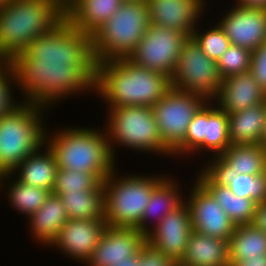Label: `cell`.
Returning <instances> with one entry per match:
<instances>
[{
    "instance_id": "31",
    "label": "cell",
    "mask_w": 266,
    "mask_h": 266,
    "mask_svg": "<svg viewBox=\"0 0 266 266\" xmlns=\"http://www.w3.org/2000/svg\"><path fill=\"white\" fill-rule=\"evenodd\" d=\"M229 260H245L266 254V233L253 224L236 226L228 240Z\"/></svg>"
},
{
    "instance_id": "26",
    "label": "cell",
    "mask_w": 266,
    "mask_h": 266,
    "mask_svg": "<svg viewBox=\"0 0 266 266\" xmlns=\"http://www.w3.org/2000/svg\"><path fill=\"white\" fill-rule=\"evenodd\" d=\"M6 187V188H5ZM0 190L16 214L29 219L44 203L50 191L17 180L11 173L0 174Z\"/></svg>"
},
{
    "instance_id": "1",
    "label": "cell",
    "mask_w": 266,
    "mask_h": 266,
    "mask_svg": "<svg viewBox=\"0 0 266 266\" xmlns=\"http://www.w3.org/2000/svg\"><path fill=\"white\" fill-rule=\"evenodd\" d=\"M9 64L20 100L49 112L59 102L94 93L97 62L92 35L76 29L67 19L36 37Z\"/></svg>"
},
{
    "instance_id": "21",
    "label": "cell",
    "mask_w": 266,
    "mask_h": 266,
    "mask_svg": "<svg viewBox=\"0 0 266 266\" xmlns=\"http://www.w3.org/2000/svg\"><path fill=\"white\" fill-rule=\"evenodd\" d=\"M182 182L167 175L152 191L137 229L143 234L151 231L169 212L176 210L185 202ZM183 193V194H182Z\"/></svg>"
},
{
    "instance_id": "12",
    "label": "cell",
    "mask_w": 266,
    "mask_h": 266,
    "mask_svg": "<svg viewBox=\"0 0 266 266\" xmlns=\"http://www.w3.org/2000/svg\"><path fill=\"white\" fill-rule=\"evenodd\" d=\"M187 39L188 36L179 30L150 25L128 59L171 78Z\"/></svg>"
},
{
    "instance_id": "15",
    "label": "cell",
    "mask_w": 266,
    "mask_h": 266,
    "mask_svg": "<svg viewBox=\"0 0 266 266\" xmlns=\"http://www.w3.org/2000/svg\"><path fill=\"white\" fill-rule=\"evenodd\" d=\"M107 223L105 219H69L59 230V235L48 247L60 255L85 265L98 245Z\"/></svg>"
},
{
    "instance_id": "18",
    "label": "cell",
    "mask_w": 266,
    "mask_h": 266,
    "mask_svg": "<svg viewBox=\"0 0 266 266\" xmlns=\"http://www.w3.org/2000/svg\"><path fill=\"white\" fill-rule=\"evenodd\" d=\"M145 242L137 228L107 226L84 266H114L137 254Z\"/></svg>"
},
{
    "instance_id": "37",
    "label": "cell",
    "mask_w": 266,
    "mask_h": 266,
    "mask_svg": "<svg viewBox=\"0 0 266 266\" xmlns=\"http://www.w3.org/2000/svg\"><path fill=\"white\" fill-rule=\"evenodd\" d=\"M249 72L266 92V41L253 51Z\"/></svg>"
},
{
    "instance_id": "9",
    "label": "cell",
    "mask_w": 266,
    "mask_h": 266,
    "mask_svg": "<svg viewBox=\"0 0 266 266\" xmlns=\"http://www.w3.org/2000/svg\"><path fill=\"white\" fill-rule=\"evenodd\" d=\"M230 145L228 114L213 101H207L192 118L183 143L172 153V158L178 161L182 157L185 161L201 156L205 161L208 155L224 153Z\"/></svg>"
},
{
    "instance_id": "33",
    "label": "cell",
    "mask_w": 266,
    "mask_h": 266,
    "mask_svg": "<svg viewBox=\"0 0 266 266\" xmlns=\"http://www.w3.org/2000/svg\"><path fill=\"white\" fill-rule=\"evenodd\" d=\"M103 181L92 173L58 169L52 193L94 191Z\"/></svg>"
},
{
    "instance_id": "13",
    "label": "cell",
    "mask_w": 266,
    "mask_h": 266,
    "mask_svg": "<svg viewBox=\"0 0 266 266\" xmlns=\"http://www.w3.org/2000/svg\"><path fill=\"white\" fill-rule=\"evenodd\" d=\"M186 192L185 202L190 213L193 231L222 240H229L236 225L227 216L211 193L196 179Z\"/></svg>"
},
{
    "instance_id": "35",
    "label": "cell",
    "mask_w": 266,
    "mask_h": 266,
    "mask_svg": "<svg viewBox=\"0 0 266 266\" xmlns=\"http://www.w3.org/2000/svg\"><path fill=\"white\" fill-rule=\"evenodd\" d=\"M15 76L8 63L0 71V117L11 111L21 100L15 95ZM17 97V98H16Z\"/></svg>"
},
{
    "instance_id": "44",
    "label": "cell",
    "mask_w": 266,
    "mask_h": 266,
    "mask_svg": "<svg viewBox=\"0 0 266 266\" xmlns=\"http://www.w3.org/2000/svg\"><path fill=\"white\" fill-rule=\"evenodd\" d=\"M11 0H0V7H3L7 3H9Z\"/></svg>"
},
{
    "instance_id": "4",
    "label": "cell",
    "mask_w": 266,
    "mask_h": 266,
    "mask_svg": "<svg viewBox=\"0 0 266 266\" xmlns=\"http://www.w3.org/2000/svg\"><path fill=\"white\" fill-rule=\"evenodd\" d=\"M64 0H11L0 7V52L10 60L66 19Z\"/></svg>"
},
{
    "instance_id": "17",
    "label": "cell",
    "mask_w": 266,
    "mask_h": 266,
    "mask_svg": "<svg viewBox=\"0 0 266 266\" xmlns=\"http://www.w3.org/2000/svg\"><path fill=\"white\" fill-rule=\"evenodd\" d=\"M192 231L189 209L184 202L146 234V241L178 263L185 254Z\"/></svg>"
},
{
    "instance_id": "28",
    "label": "cell",
    "mask_w": 266,
    "mask_h": 266,
    "mask_svg": "<svg viewBox=\"0 0 266 266\" xmlns=\"http://www.w3.org/2000/svg\"><path fill=\"white\" fill-rule=\"evenodd\" d=\"M266 124V101L239 112L228 114L231 144H259Z\"/></svg>"
},
{
    "instance_id": "43",
    "label": "cell",
    "mask_w": 266,
    "mask_h": 266,
    "mask_svg": "<svg viewBox=\"0 0 266 266\" xmlns=\"http://www.w3.org/2000/svg\"><path fill=\"white\" fill-rule=\"evenodd\" d=\"M259 144L261 145L262 149H263V150L265 151V153H266V124H265V131H264V133H263V137H262V139H261V141H260Z\"/></svg>"
},
{
    "instance_id": "8",
    "label": "cell",
    "mask_w": 266,
    "mask_h": 266,
    "mask_svg": "<svg viewBox=\"0 0 266 266\" xmlns=\"http://www.w3.org/2000/svg\"><path fill=\"white\" fill-rule=\"evenodd\" d=\"M150 25L147 2L124 1L92 34V52L96 62L128 58Z\"/></svg>"
},
{
    "instance_id": "41",
    "label": "cell",
    "mask_w": 266,
    "mask_h": 266,
    "mask_svg": "<svg viewBox=\"0 0 266 266\" xmlns=\"http://www.w3.org/2000/svg\"><path fill=\"white\" fill-rule=\"evenodd\" d=\"M114 266H139V252L126 260H122L121 263Z\"/></svg>"
},
{
    "instance_id": "20",
    "label": "cell",
    "mask_w": 266,
    "mask_h": 266,
    "mask_svg": "<svg viewBox=\"0 0 266 266\" xmlns=\"http://www.w3.org/2000/svg\"><path fill=\"white\" fill-rule=\"evenodd\" d=\"M266 101V92L248 71L224 78L213 102L227 114L239 112Z\"/></svg>"
},
{
    "instance_id": "2",
    "label": "cell",
    "mask_w": 266,
    "mask_h": 266,
    "mask_svg": "<svg viewBox=\"0 0 266 266\" xmlns=\"http://www.w3.org/2000/svg\"><path fill=\"white\" fill-rule=\"evenodd\" d=\"M170 88L168 75L141 67L128 58L97 63L94 93L105 108L152 107Z\"/></svg>"
},
{
    "instance_id": "38",
    "label": "cell",
    "mask_w": 266,
    "mask_h": 266,
    "mask_svg": "<svg viewBox=\"0 0 266 266\" xmlns=\"http://www.w3.org/2000/svg\"><path fill=\"white\" fill-rule=\"evenodd\" d=\"M252 224L266 233V200L257 203Z\"/></svg>"
},
{
    "instance_id": "19",
    "label": "cell",
    "mask_w": 266,
    "mask_h": 266,
    "mask_svg": "<svg viewBox=\"0 0 266 266\" xmlns=\"http://www.w3.org/2000/svg\"><path fill=\"white\" fill-rule=\"evenodd\" d=\"M199 167L215 184L227 186L241 198L253 199L257 203L266 200V173L259 175L238 174L219 155L207 157Z\"/></svg>"
},
{
    "instance_id": "3",
    "label": "cell",
    "mask_w": 266,
    "mask_h": 266,
    "mask_svg": "<svg viewBox=\"0 0 266 266\" xmlns=\"http://www.w3.org/2000/svg\"><path fill=\"white\" fill-rule=\"evenodd\" d=\"M70 126L53 130L47 126L45 144L58 169L92 173L104 181L118 166L104 128Z\"/></svg>"
},
{
    "instance_id": "6",
    "label": "cell",
    "mask_w": 266,
    "mask_h": 266,
    "mask_svg": "<svg viewBox=\"0 0 266 266\" xmlns=\"http://www.w3.org/2000/svg\"><path fill=\"white\" fill-rule=\"evenodd\" d=\"M47 111L45 107L21 101L0 117V174L11 173L45 143Z\"/></svg>"
},
{
    "instance_id": "36",
    "label": "cell",
    "mask_w": 266,
    "mask_h": 266,
    "mask_svg": "<svg viewBox=\"0 0 266 266\" xmlns=\"http://www.w3.org/2000/svg\"><path fill=\"white\" fill-rule=\"evenodd\" d=\"M175 262L147 241L139 251V266H174Z\"/></svg>"
},
{
    "instance_id": "32",
    "label": "cell",
    "mask_w": 266,
    "mask_h": 266,
    "mask_svg": "<svg viewBox=\"0 0 266 266\" xmlns=\"http://www.w3.org/2000/svg\"><path fill=\"white\" fill-rule=\"evenodd\" d=\"M202 21L206 22L201 20L194 29L191 37L197 42L207 57L217 62L222 54L230 47L231 42L217 22L215 24L212 21V24L207 20L208 28L206 29L202 27L205 26L201 24L203 23ZM208 22H210L209 25Z\"/></svg>"
},
{
    "instance_id": "42",
    "label": "cell",
    "mask_w": 266,
    "mask_h": 266,
    "mask_svg": "<svg viewBox=\"0 0 266 266\" xmlns=\"http://www.w3.org/2000/svg\"><path fill=\"white\" fill-rule=\"evenodd\" d=\"M9 63V60L0 52V71Z\"/></svg>"
},
{
    "instance_id": "7",
    "label": "cell",
    "mask_w": 266,
    "mask_h": 266,
    "mask_svg": "<svg viewBox=\"0 0 266 266\" xmlns=\"http://www.w3.org/2000/svg\"><path fill=\"white\" fill-rule=\"evenodd\" d=\"M118 168L103 181L104 219L110 227L137 228L153 189L168 173H123Z\"/></svg>"
},
{
    "instance_id": "23",
    "label": "cell",
    "mask_w": 266,
    "mask_h": 266,
    "mask_svg": "<svg viewBox=\"0 0 266 266\" xmlns=\"http://www.w3.org/2000/svg\"><path fill=\"white\" fill-rule=\"evenodd\" d=\"M123 2L124 0H67L66 19L76 29L92 35Z\"/></svg>"
},
{
    "instance_id": "40",
    "label": "cell",
    "mask_w": 266,
    "mask_h": 266,
    "mask_svg": "<svg viewBox=\"0 0 266 266\" xmlns=\"http://www.w3.org/2000/svg\"><path fill=\"white\" fill-rule=\"evenodd\" d=\"M232 4L239 5L241 7H254V8L266 9V0H234Z\"/></svg>"
},
{
    "instance_id": "11",
    "label": "cell",
    "mask_w": 266,
    "mask_h": 266,
    "mask_svg": "<svg viewBox=\"0 0 266 266\" xmlns=\"http://www.w3.org/2000/svg\"><path fill=\"white\" fill-rule=\"evenodd\" d=\"M206 102L203 96L171 87L151 107L164 146L171 153L183 143L192 118Z\"/></svg>"
},
{
    "instance_id": "39",
    "label": "cell",
    "mask_w": 266,
    "mask_h": 266,
    "mask_svg": "<svg viewBox=\"0 0 266 266\" xmlns=\"http://www.w3.org/2000/svg\"><path fill=\"white\" fill-rule=\"evenodd\" d=\"M230 266H266V254L261 257H248L245 260H229Z\"/></svg>"
},
{
    "instance_id": "22",
    "label": "cell",
    "mask_w": 266,
    "mask_h": 266,
    "mask_svg": "<svg viewBox=\"0 0 266 266\" xmlns=\"http://www.w3.org/2000/svg\"><path fill=\"white\" fill-rule=\"evenodd\" d=\"M68 220L60 195L50 192L45 203L26 222L33 242L48 248Z\"/></svg>"
},
{
    "instance_id": "5",
    "label": "cell",
    "mask_w": 266,
    "mask_h": 266,
    "mask_svg": "<svg viewBox=\"0 0 266 266\" xmlns=\"http://www.w3.org/2000/svg\"><path fill=\"white\" fill-rule=\"evenodd\" d=\"M105 110L103 128L116 161V147L171 160L172 153L164 146L151 107L133 105Z\"/></svg>"
},
{
    "instance_id": "14",
    "label": "cell",
    "mask_w": 266,
    "mask_h": 266,
    "mask_svg": "<svg viewBox=\"0 0 266 266\" xmlns=\"http://www.w3.org/2000/svg\"><path fill=\"white\" fill-rule=\"evenodd\" d=\"M230 7H223L227 11L223 10V16L213 20L222 28L231 45L253 52L266 41V9L234 4Z\"/></svg>"
},
{
    "instance_id": "46",
    "label": "cell",
    "mask_w": 266,
    "mask_h": 266,
    "mask_svg": "<svg viewBox=\"0 0 266 266\" xmlns=\"http://www.w3.org/2000/svg\"><path fill=\"white\" fill-rule=\"evenodd\" d=\"M174 266H183V265H181V264H179V263H175Z\"/></svg>"
},
{
    "instance_id": "10",
    "label": "cell",
    "mask_w": 266,
    "mask_h": 266,
    "mask_svg": "<svg viewBox=\"0 0 266 266\" xmlns=\"http://www.w3.org/2000/svg\"><path fill=\"white\" fill-rule=\"evenodd\" d=\"M222 81L217 62L207 57L197 42L188 37L171 76V87L213 101L219 93Z\"/></svg>"
},
{
    "instance_id": "24",
    "label": "cell",
    "mask_w": 266,
    "mask_h": 266,
    "mask_svg": "<svg viewBox=\"0 0 266 266\" xmlns=\"http://www.w3.org/2000/svg\"><path fill=\"white\" fill-rule=\"evenodd\" d=\"M57 171L54 155L44 143L27 156L11 174L22 183L52 192Z\"/></svg>"
},
{
    "instance_id": "45",
    "label": "cell",
    "mask_w": 266,
    "mask_h": 266,
    "mask_svg": "<svg viewBox=\"0 0 266 266\" xmlns=\"http://www.w3.org/2000/svg\"><path fill=\"white\" fill-rule=\"evenodd\" d=\"M124 1H141V2H146L147 0H124Z\"/></svg>"
},
{
    "instance_id": "34",
    "label": "cell",
    "mask_w": 266,
    "mask_h": 266,
    "mask_svg": "<svg viewBox=\"0 0 266 266\" xmlns=\"http://www.w3.org/2000/svg\"><path fill=\"white\" fill-rule=\"evenodd\" d=\"M252 51L240 46L230 47L217 60L220 76L224 79L250 70Z\"/></svg>"
},
{
    "instance_id": "30",
    "label": "cell",
    "mask_w": 266,
    "mask_h": 266,
    "mask_svg": "<svg viewBox=\"0 0 266 266\" xmlns=\"http://www.w3.org/2000/svg\"><path fill=\"white\" fill-rule=\"evenodd\" d=\"M219 156L238 174L266 173V153L260 144H231Z\"/></svg>"
},
{
    "instance_id": "29",
    "label": "cell",
    "mask_w": 266,
    "mask_h": 266,
    "mask_svg": "<svg viewBox=\"0 0 266 266\" xmlns=\"http://www.w3.org/2000/svg\"><path fill=\"white\" fill-rule=\"evenodd\" d=\"M54 194L60 195L68 219L102 220L104 218L103 183L94 191Z\"/></svg>"
},
{
    "instance_id": "16",
    "label": "cell",
    "mask_w": 266,
    "mask_h": 266,
    "mask_svg": "<svg viewBox=\"0 0 266 266\" xmlns=\"http://www.w3.org/2000/svg\"><path fill=\"white\" fill-rule=\"evenodd\" d=\"M208 1L210 0H147L150 23L179 30L191 37L204 18L203 15L209 13Z\"/></svg>"
},
{
    "instance_id": "27",
    "label": "cell",
    "mask_w": 266,
    "mask_h": 266,
    "mask_svg": "<svg viewBox=\"0 0 266 266\" xmlns=\"http://www.w3.org/2000/svg\"><path fill=\"white\" fill-rule=\"evenodd\" d=\"M195 173V178L211 193L236 226L252 224L257 202L238 197L227 186L215 184L201 169Z\"/></svg>"
},
{
    "instance_id": "25",
    "label": "cell",
    "mask_w": 266,
    "mask_h": 266,
    "mask_svg": "<svg viewBox=\"0 0 266 266\" xmlns=\"http://www.w3.org/2000/svg\"><path fill=\"white\" fill-rule=\"evenodd\" d=\"M178 263L183 266H230L228 240L192 231L185 254Z\"/></svg>"
}]
</instances>
